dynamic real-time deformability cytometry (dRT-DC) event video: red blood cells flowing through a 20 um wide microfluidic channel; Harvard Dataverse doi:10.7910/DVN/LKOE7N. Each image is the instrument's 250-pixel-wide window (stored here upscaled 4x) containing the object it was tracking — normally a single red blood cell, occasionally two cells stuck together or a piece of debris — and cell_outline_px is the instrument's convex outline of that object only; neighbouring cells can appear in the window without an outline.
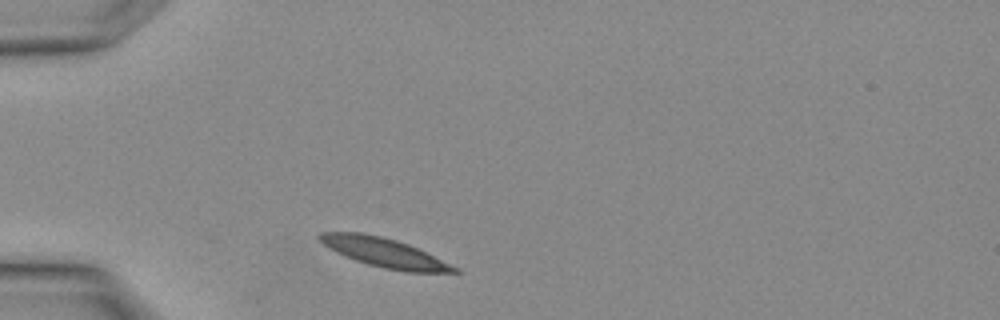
{"species": "Egyptian fruit bat (a non-hibernating species)", "species_latin": "Rousettus aegyptiacus", "temperature_condition": "warm", "stored_images_in_passage": 1, "camera_frame_rate_fps": 3000, "um_per_image_px": 0.085, "animal": {"sex": "female"}, "frame": {"image": 1, "passage_image": 1, "time_ms": 0.0, "image_size_px": [1000, 320], "cell_outline_px": [[460, 272], [404, 272], [384, 268], [368, 264], [344, 256], [336, 252], [324, 244], [316, 236], [320, 232], [360, 232], [380, 236], [396, 240], [408, 244], [460, 268]], "centroid_in_image_um": [32.67, 21.47], "position_along_channel_um": 52.3, "area_um2": 22.66}}